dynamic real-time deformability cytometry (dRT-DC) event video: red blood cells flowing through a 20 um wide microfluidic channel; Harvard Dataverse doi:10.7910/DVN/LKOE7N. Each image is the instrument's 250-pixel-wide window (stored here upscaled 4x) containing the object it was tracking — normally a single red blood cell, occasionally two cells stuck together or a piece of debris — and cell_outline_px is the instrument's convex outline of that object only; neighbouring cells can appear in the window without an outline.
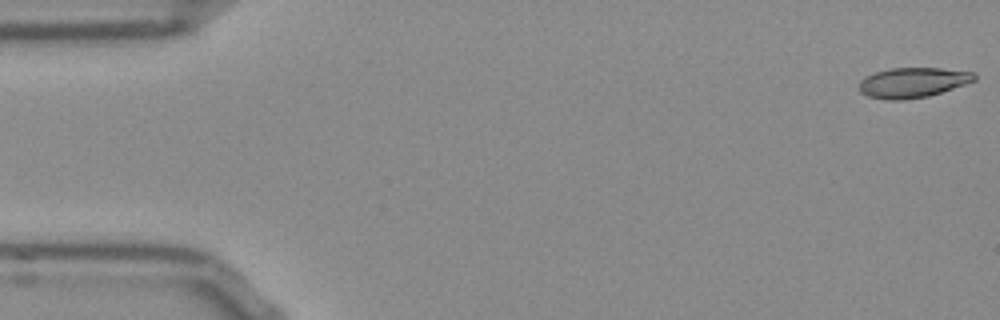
{"species": "Egyptian fruit bat (a non-hibernating species)", "species_latin": "Rousettus aegyptiacus", "temperature_condition": "room temperature", "stored_images_in_passage": 15, "camera_frame_rate_fps": 3000, "um_per_image_px": 0.085, "frame": {"image": 1, "passage_image": 1, "time_ms": 0.0, "image_size_px": [1000, 320], "cell_outline_px": [[976, 80], [928, 96], [904, 100], [888, 100], [868, 96], [860, 92], [860, 80], [864, 76], [888, 68], [940, 68], [972, 72], [976, 76]], "centroid_in_image_um": [77.54, 7.01], "position_along_channel_um": 7.5, "area_um2": 20.06}}
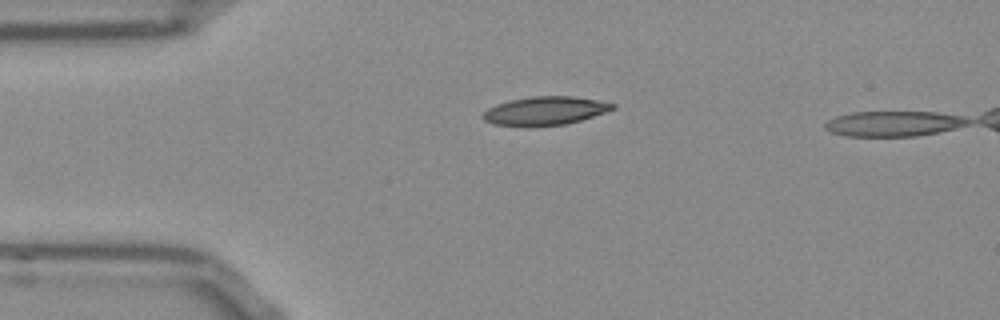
{"frame": {"image": 2, "passage_image": 12, "time_ms": 3.667, "image_size_px": [1000, 320], "cell_outline_px": [[616, 108], [580, 120], [564, 124], [492, 124], [484, 120], [480, 116], [488, 108], [496, 104], [512, 100], [532, 96], [572, 96], [596, 100], [616, 104]], "centroid_in_image_um": [46.33, 9.38], "position_along_channel_um": 38.7, "area_um2": 20.69}}